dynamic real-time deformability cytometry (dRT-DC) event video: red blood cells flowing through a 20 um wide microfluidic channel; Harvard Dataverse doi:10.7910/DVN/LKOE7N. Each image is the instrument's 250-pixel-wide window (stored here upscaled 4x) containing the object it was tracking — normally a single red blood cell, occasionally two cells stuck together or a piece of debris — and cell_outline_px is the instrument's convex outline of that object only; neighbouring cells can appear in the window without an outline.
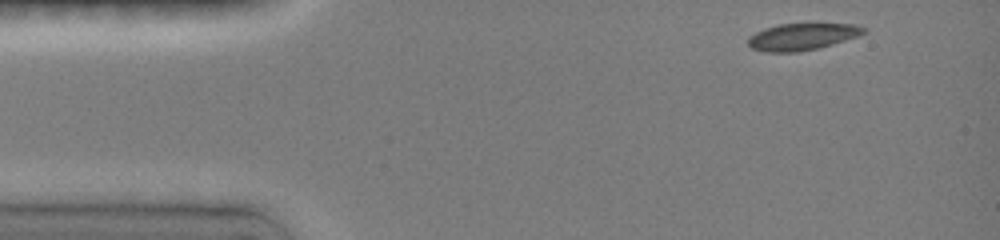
{"species": "common noctule bat (a hibernating species)", "species_latin": "Nyctalus noctula", "temperature_condition": "room temperature", "stored_images_in_passage": 35, "camera_frame_rate_fps": 3000, "um_per_image_px": 0.085, "animal": {"sex": "female", "body_mass_g": 19.0, "forearm_length_mm": 51.5}, "frame": {"image": 1, "passage_image": 1, "time_ms": 0.0, "image_size_px": [1000, 240], "cell_outline_px": [[868, 32], [860, 36], [832, 44], [800, 52], [764, 52], [752, 48], [748, 44], [748, 36], [764, 28], [780, 24], [852, 24], [864, 28]], "centroid_in_image_um": [68.17, 3.12], "position_along_channel_um": 16.8, "area_um2": 18.03}}
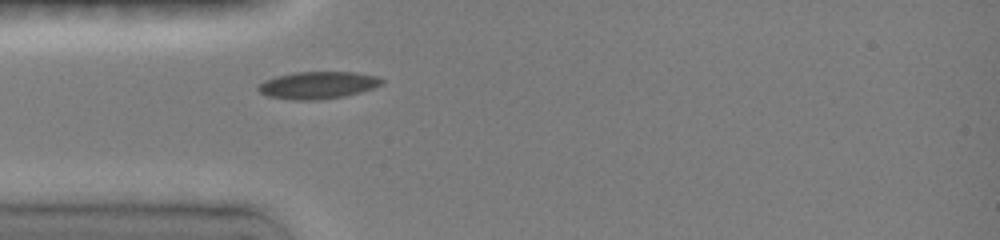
{"frame": {"image": 2, "passage_image": 16, "time_ms": 3.0, "image_size_px": [1000, 240], "cell_outline_px": [[384, 80], [380, 84], [372, 88], [344, 96], [316, 100], [292, 100], [268, 96], [260, 92], [256, 88], [264, 80], [276, 76], [296, 72], [352, 72], [376, 76]], "centroid_in_image_um": [26.96, 7.24], "position_along_channel_um": 58.0, "area_um2": 19.36}}
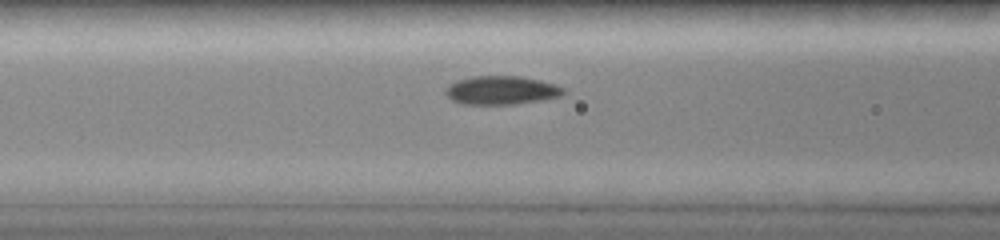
{"frame": {"image": 3, "passage_image": 25, "time_ms": 4.667, "image_size_px": [1000, 240], "cell_outline_px": [[564, 92], [560, 96], [516, 104], [464, 104], [452, 100], [444, 92], [448, 84], [456, 80], [472, 76], [520, 76], [540, 80], [564, 88]], "centroid_in_image_um": [42.56, 7.66], "position_along_channel_um": 124.0, "area_um2": 19.48}}